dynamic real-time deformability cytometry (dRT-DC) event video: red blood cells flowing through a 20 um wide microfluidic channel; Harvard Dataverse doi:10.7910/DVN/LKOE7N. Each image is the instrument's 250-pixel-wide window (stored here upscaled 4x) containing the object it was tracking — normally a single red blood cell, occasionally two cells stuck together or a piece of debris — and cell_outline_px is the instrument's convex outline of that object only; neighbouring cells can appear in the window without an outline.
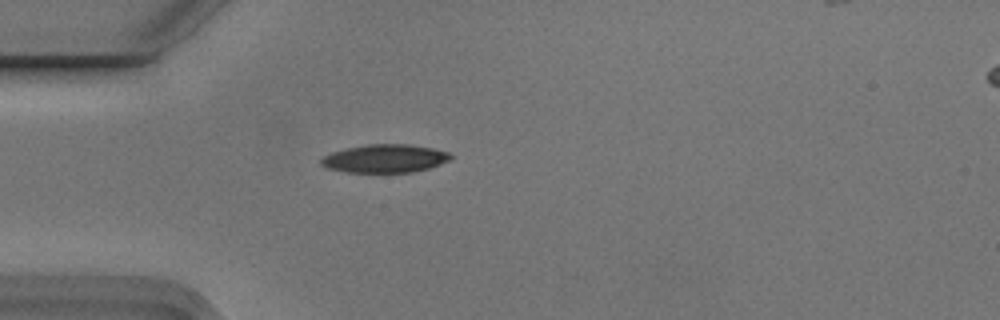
{"species": "Egyptian fruit bat (a non-hibernating species)", "species_latin": "Rousettus aegyptiacus", "temperature_condition": "cold", "stored_images_in_passage": 2, "camera_frame_rate_fps": 3000, "um_per_image_px": 0.085, "animal": {"sex": "male"}, "frame": {"image": 1, "passage_image": 1, "time_ms": 0.0, "image_size_px": [1000, 320], "cell_outline_px": [[452, 156], [448, 160], [440, 164], [428, 168], [412, 172], [348, 172], [328, 168], [320, 164], [320, 160], [324, 156], [332, 152], [348, 148], [368, 144], [408, 144], [432, 148], [448, 152]], "centroid_in_image_um": [32.71, 13.47], "position_along_channel_um": 52.3, "area_um2": 21.04}}